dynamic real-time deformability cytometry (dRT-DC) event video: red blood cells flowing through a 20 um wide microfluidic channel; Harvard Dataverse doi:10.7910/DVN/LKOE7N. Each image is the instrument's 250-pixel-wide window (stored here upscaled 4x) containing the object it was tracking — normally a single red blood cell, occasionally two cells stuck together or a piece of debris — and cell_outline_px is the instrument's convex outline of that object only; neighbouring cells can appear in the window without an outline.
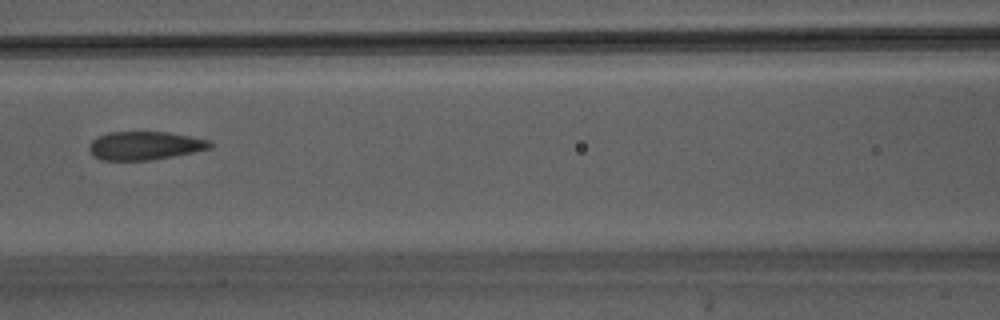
{"species": "Egyptian fruit bat (a non-hibernating species)", "species_latin": "Rousettus aegyptiacus", "temperature_condition": "warm", "stored_images_in_passage": 11, "camera_frame_rate_fps": 3000, "um_per_image_px": 0.085, "animal": {"sex": "male"}, "frame": {"image": 1, "passage_image": 7, "time_ms": 2.0, "image_size_px": [1000, 320], "cell_outline_px": [[212, 148], [152, 160], [100, 160], [92, 156], [88, 148], [88, 144], [96, 136], [108, 132], [168, 132], [208, 140], [212, 144]], "centroid_in_image_um": [12.23, 12.38], "position_along_channel_um": 154.4, "area_um2": 20.06}}
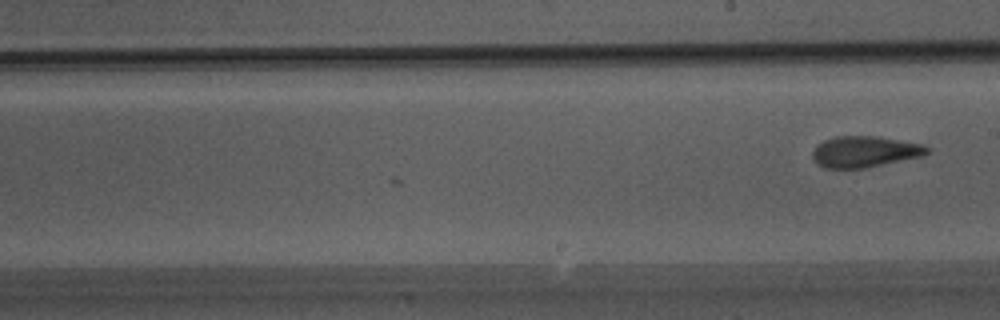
{"frame": {"image": 2, "passage_image": 11, "time_ms": 3.333, "image_size_px": [1000, 320], "cell_outline_px": [[932, 152], [920, 156], [868, 168], [824, 168], [816, 164], [812, 160], [812, 152], [816, 144], [824, 140], [836, 136], [876, 136], [920, 144], [932, 148]], "centroid_in_image_um": [73.46, 12.9], "position_along_channel_um": 215.5, "area_um2": 20.98}}